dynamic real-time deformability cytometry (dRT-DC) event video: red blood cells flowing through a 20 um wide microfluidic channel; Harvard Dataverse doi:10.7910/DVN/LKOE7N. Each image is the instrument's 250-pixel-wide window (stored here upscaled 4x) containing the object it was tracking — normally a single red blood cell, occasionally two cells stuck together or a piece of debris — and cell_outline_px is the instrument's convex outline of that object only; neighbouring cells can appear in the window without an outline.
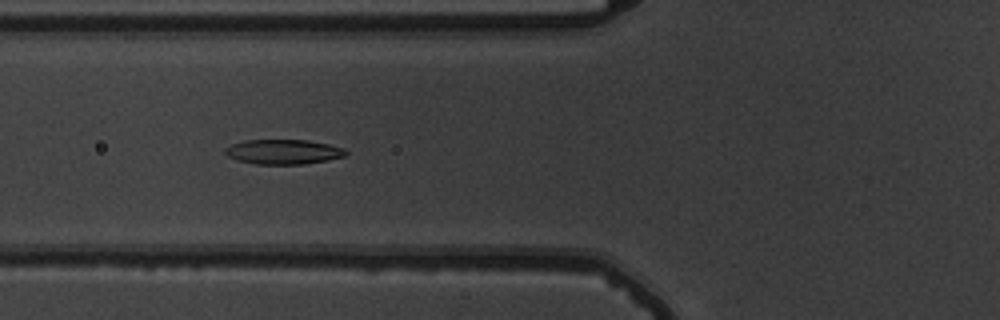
{"species": "common noctule bat (a hibernating species)", "species_latin": "Nyctalus noctula", "temperature_condition": "warm", "stored_images_in_passage": 53, "camera_frame_rate_fps": 3000, "um_per_image_px": 0.085, "animal": {"sex": "male", "body_mass_g": 19.5, "forearm_length_mm": 54.6}, "frame": {"image": 1, "passage_image": 19, "time_ms": 6.0, "image_size_px": [1000, 320], "cell_outline_px": [[348, 152], [344, 156], [328, 160], [304, 164], [256, 164], [236, 160], [228, 156], [224, 152], [224, 148], [232, 144], [244, 140], [308, 140], [328, 144], [344, 148]], "centroid_in_image_um": [24.07, 12.9], "position_along_channel_um": 101.7, "area_um2": 17.46}}
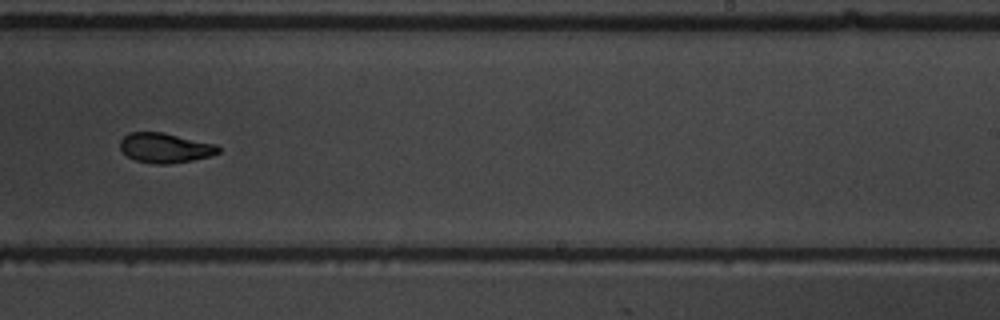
{"frame": {"image": 2, "passage_image": 33, "time_ms": 10.667, "image_size_px": [1000, 320], "cell_outline_px": [[220, 152], [212, 156], [192, 160], [168, 164], [152, 164], [136, 160], [128, 156], [120, 148], [120, 140], [128, 132], [164, 132], [216, 144], [220, 148]], "centroid_in_image_um": [14.05, 12.56], "position_along_channel_um": 275.0, "area_um2": 17.17}}
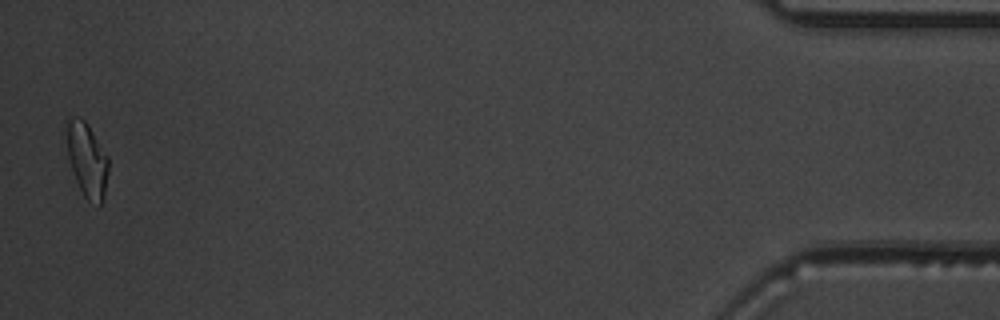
{"frame": {"image": 3, "passage_image": 52, "time_ms": 17.0, "image_size_px": [1000, 320], "cell_outline_px": [[108, 172], [104, 200], [100, 204], [88, 200], [84, 196], [76, 180], [68, 156], [64, 128], [64, 120], [72, 116], [76, 116], [84, 120], [88, 124], [108, 156]], "centroid_in_image_um": [7.37, 13.51], "position_along_channel_um": 427.8, "area_um2": 18.38}, "authors_computed_cell_mechanics": {"area_um2": 17.9758, "velocity_mm_per_s": 3.7161, "shape_relaxation_time_tau1_ms": 5.0033, "shape_relaxation_time_tau2_ms": 2.6079, "deformation_change_tau1": 0.1728, "deformation_change_tau2": 0.0637}}